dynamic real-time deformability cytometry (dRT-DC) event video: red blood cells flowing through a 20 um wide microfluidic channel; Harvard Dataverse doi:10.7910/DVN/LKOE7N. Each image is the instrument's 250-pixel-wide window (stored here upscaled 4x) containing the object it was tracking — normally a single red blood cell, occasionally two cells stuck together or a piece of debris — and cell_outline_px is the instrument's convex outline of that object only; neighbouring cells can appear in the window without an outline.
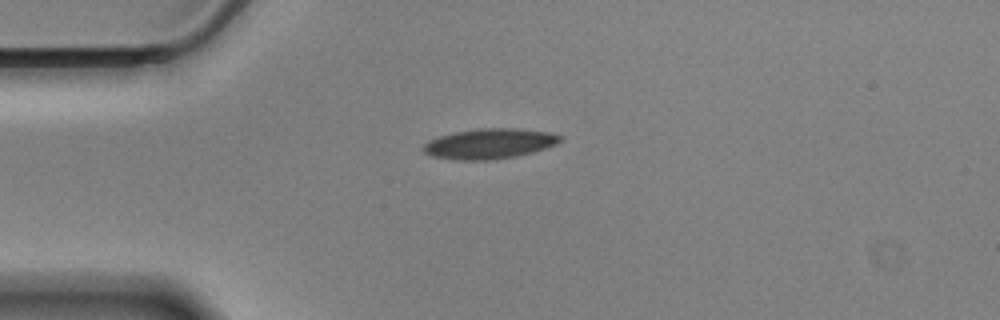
{"species": "Egyptian fruit bat (a non-hibernating species)", "species_latin": "Rousettus aegyptiacus", "temperature_condition": "cold", "stored_images_in_passage": 5, "camera_frame_rate_fps": 3000, "um_per_image_px": 0.085, "animal": {"sex": "male"}, "frame": {"image": 1, "passage_image": 1, "time_ms": 0.0, "image_size_px": [1000, 320], "cell_outline_px": [[564, 140], [556, 144], [532, 152], [516, 156], [488, 160], [456, 160], [432, 156], [424, 152], [424, 144], [428, 140], [440, 136], [456, 132], [480, 128], [516, 128], [548, 132], [564, 136]], "centroid_in_image_um": [41.63, 12.21], "position_along_channel_um": 43.4, "area_um2": 23.99}}